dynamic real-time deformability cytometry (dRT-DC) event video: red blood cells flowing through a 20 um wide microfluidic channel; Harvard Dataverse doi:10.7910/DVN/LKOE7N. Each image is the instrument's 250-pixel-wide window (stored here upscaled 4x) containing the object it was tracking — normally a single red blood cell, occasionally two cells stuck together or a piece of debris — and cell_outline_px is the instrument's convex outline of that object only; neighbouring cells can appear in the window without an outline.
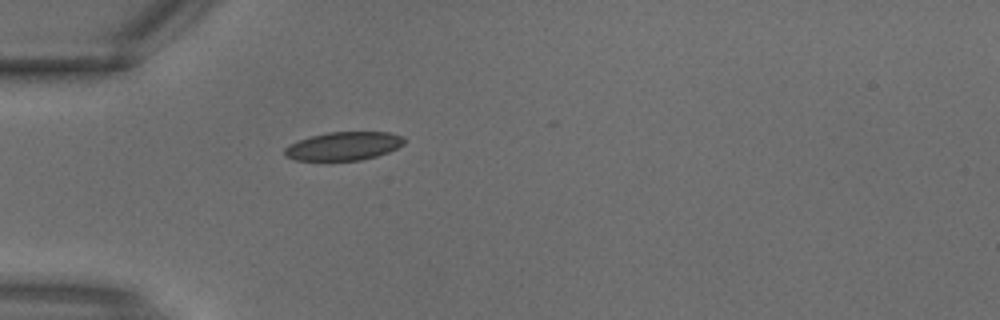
{"species": "common noctule bat (a hibernating species)", "species_latin": "Nyctalus noctula", "temperature_condition": "warm", "stored_images_in_passage": 3, "camera_frame_rate_fps": 3000, "um_per_image_px": 0.085, "animal": {"sex": "male", "body_mass_g": 18.8}, "frame": {"image": 1, "passage_image": 3, "time_ms": 0.667, "image_size_px": [1000, 320], "cell_outline_px": [[408, 140], [404, 144], [388, 152], [376, 156], [360, 160], [328, 164], [296, 160], [284, 156], [284, 148], [288, 144], [296, 140], [328, 132], [392, 132], [404, 136]], "centroid_in_image_um": [29.16, 12.46], "position_along_channel_um": 55.8, "area_um2": 20.92}}